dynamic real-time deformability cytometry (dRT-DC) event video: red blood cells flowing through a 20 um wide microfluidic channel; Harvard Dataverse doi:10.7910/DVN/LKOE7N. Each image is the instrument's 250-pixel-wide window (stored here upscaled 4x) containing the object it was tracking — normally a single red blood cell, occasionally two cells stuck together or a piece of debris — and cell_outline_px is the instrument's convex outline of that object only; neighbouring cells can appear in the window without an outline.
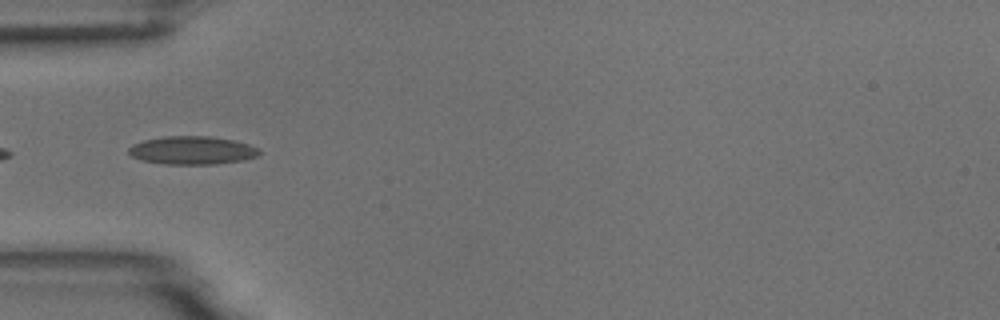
{"species": "common noctule bat (a hibernating species)", "species_latin": "Nyctalus noctula", "temperature_condition": "room temperature", "stored_images_in_passage": 7, "camera_frame_rate_fps": 3000, "um_per_image_px": 0.085, "animal": {"sex": "male", "body_mass_g": 18.8}, "frame": {"image": 1, "passage_image": 5, "time_ms": 1.333, "image_size_px": [1000, 320], "cell_outline_px": [[260, 152], [256, 156], [244, 160], [216, 164], [164, 164], [144, 160], [132, 156], [128, 152], [128, 148], [132, 144], [144, 140], [164, 136], [212, 136], [236, 140], [248, 144], [256, 148]], "centroid_in_image_um": [16.33, 12.77], "position_along_channel_um": 68.7, "area_um2": 21.44}}